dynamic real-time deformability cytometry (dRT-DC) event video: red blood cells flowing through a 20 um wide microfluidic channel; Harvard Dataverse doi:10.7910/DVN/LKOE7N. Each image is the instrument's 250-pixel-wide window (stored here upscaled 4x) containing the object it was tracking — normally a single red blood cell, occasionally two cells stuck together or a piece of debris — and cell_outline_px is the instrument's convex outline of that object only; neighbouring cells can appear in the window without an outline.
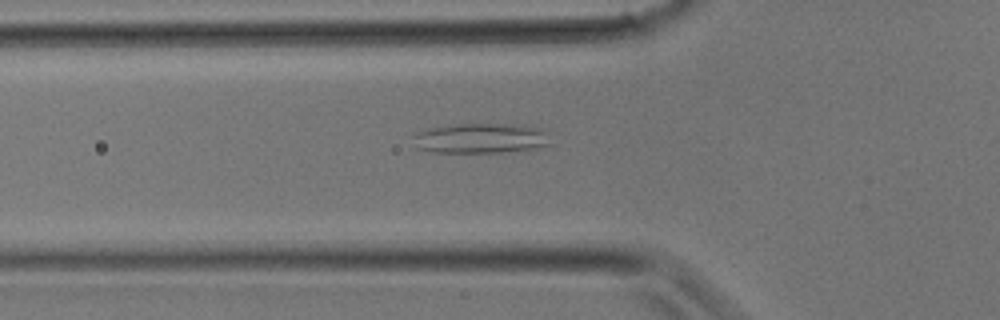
{"species": "common noctule bat (a hibernating species)", "species_latin": "Nyctalus noctula", "temperature_condition": "room temperature", "stored_images_in_passage": 28, "camera_frame_rate_fps": 3000, "um_per_image_px": 0.085, "animal": {"sex": "male", "body_mass_g": 17.9}, "frame": {"image": 1, "passage_image": 8, "time_ms": 2.333, "image_size_px": [1000, 320], "cell_outline_px": [[548, 144], [540, 148], [500, 152], [432, 152], [416, 148], [412, 136], [416, 132], [432, 128], [460, 124], [532, 124], [544, 128], [548, 132]], "centroid_in_image_um": [40.92, 11.74], "position_along_channel_um": 84.9, "area_um2": 24.33}}
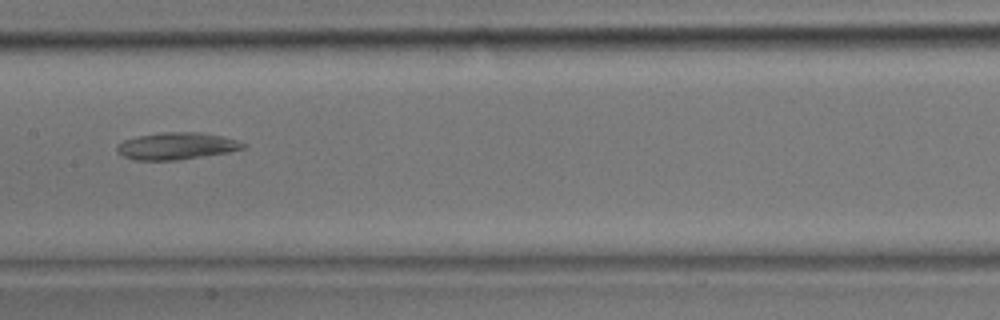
{"frame": {"image": 2, "passage_image": 13, "time_ms": 4.0, "image_size_px": [1000, 320], "cell_outline_px": [[248, 144], [244, 148], [228, 152], [176, 160], [136, 160], [124, 156], [116, 152], [116, 148], [124, 140], [136, 136], [160, 132], [200, 132], [224, 136]], "centroid_in_image_um": [15.01, 12.4], "position_along_channel_um": 192.4, "area_um2": 19.83}}
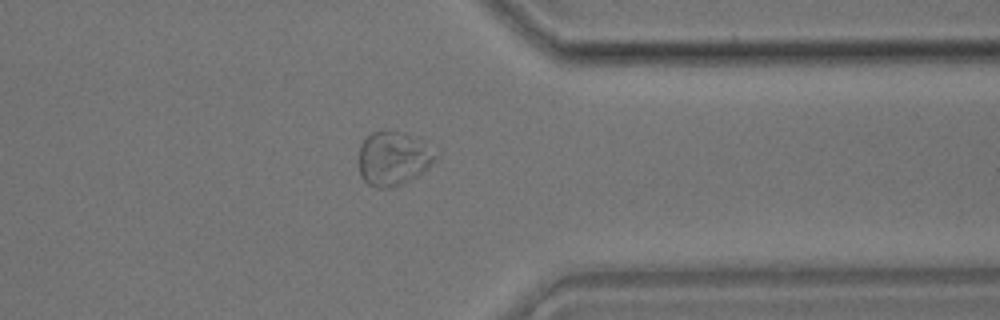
{"frame": {"image": 3, "passage_image": 22, "time_ms": 7.0, "image_size_px": [1000, 320], "cell_outline_px": [[436, 160], [428, 168], [416, 176], [400, 184], [388, 188], [376, 188], [368, 184], [360, 176], [356, 160], [360, 144], [372, 132], [384, 128], [400, 132], [412, 136], [436, 156]], "centroid_in_image_um": [33.3, 13.47], "position_along_channel_um": 378.1, "area_um2": 24.04}}